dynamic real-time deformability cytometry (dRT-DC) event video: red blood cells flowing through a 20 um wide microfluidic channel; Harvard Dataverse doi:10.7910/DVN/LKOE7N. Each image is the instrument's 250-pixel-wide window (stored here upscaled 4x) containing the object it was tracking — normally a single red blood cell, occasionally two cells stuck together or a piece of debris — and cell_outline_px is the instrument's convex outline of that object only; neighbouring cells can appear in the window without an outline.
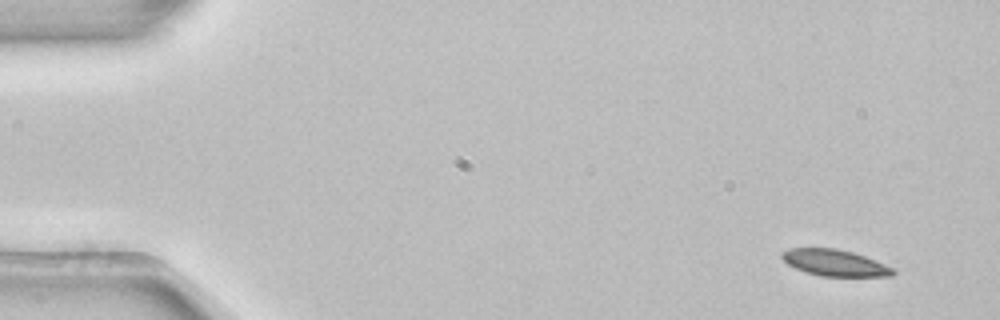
{"species": "common noctule bat (a hibernating species)", "species_latin": "Nyctalus noctula", "temperature_condition": "room temperature", "stored_images_in_passage": 5, "segment_of_instrument_passage": [1, 2], "camera_frame_rate_fps": 3000, "um_per_image_px": 0.085, "animal": {"sex": "female", "body_mass_g": 22.7, "forearm_length_mm": 54.2}, "frame": {"image": 1, "passage_image": 1, "time_ms": 0.0, "image_size_px": [1000, 320], "cell_outline_px": [[896, 272], [892, 276], [820, 276], [796, 268], [788, 264], [780, 256], [780, 252], [788, 248], [836, 248], [852, 252], [876, 260], [896, 268]], "centroid_in_image_um": [70.98, 22.33], "position_along_channel_um": 14.0, "area_um2": 17.17}}
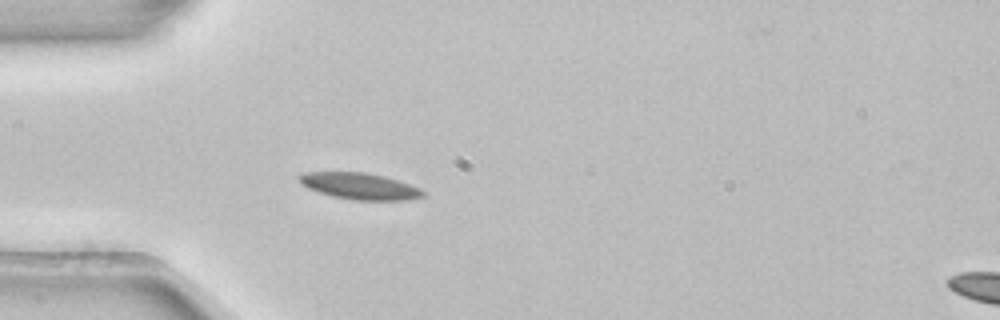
{"frame": {"image": 2, "passage_image": 4, "time_ms": 1.0, "image_size_px": [1000, 320], "cell_outline_px": [[428, 192], [424, 196], [404, 200], [352, 200], [332, 196], [308, 188], [296, 176], [304, 172], [368, 172], [384, 176], [420, 188]], "centroid_in_image_um": [30.59, 15.82], "position_along_channel_um": 54.4, "area_um2": 19.02}}